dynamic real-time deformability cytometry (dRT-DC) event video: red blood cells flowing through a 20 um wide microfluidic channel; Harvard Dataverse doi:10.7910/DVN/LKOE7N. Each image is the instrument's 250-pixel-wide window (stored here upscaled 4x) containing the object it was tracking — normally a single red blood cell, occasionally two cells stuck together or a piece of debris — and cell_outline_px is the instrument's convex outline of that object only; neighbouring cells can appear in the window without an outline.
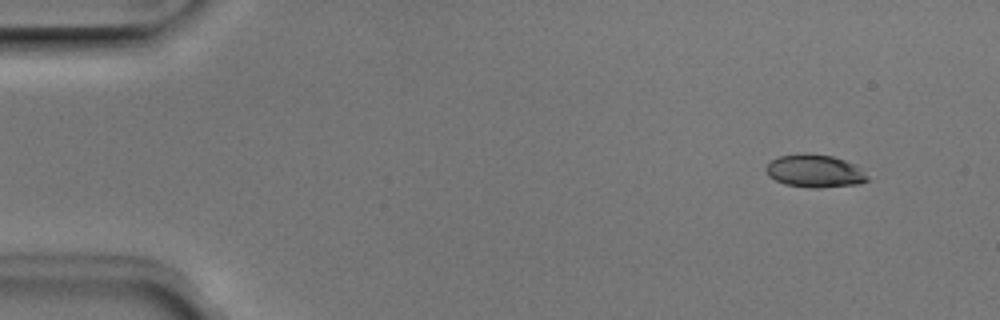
{"species": "Egyptian fruit bat (a non-hibernating species)", "species_latin": "Rousettus aegyptiacus", "temperature_condition": "room temperature", "stored_images_in_passage": 5, "camera_frame_rate_fps": 3000, "um_per_image_px": 0.085, "animal": {"sex": "male"}, "frame": {"image": 1, "passage_image": 1, "time_ms": 0.0, "image_size_px": [1000, 320], "cell_outline_px": [[868, 180], [860, 184], [820, 188], [812, 188], [784, 184], [768, 176], [764, 168], [772, 160], [780, 156], [804, 152], [808, 152], [832, 156], [856, 164], [868, 176]], "centroid_in_image_um": [69.26, 14.53], "position_along_channel_um": 15.7, "area_um2": 19.65}}